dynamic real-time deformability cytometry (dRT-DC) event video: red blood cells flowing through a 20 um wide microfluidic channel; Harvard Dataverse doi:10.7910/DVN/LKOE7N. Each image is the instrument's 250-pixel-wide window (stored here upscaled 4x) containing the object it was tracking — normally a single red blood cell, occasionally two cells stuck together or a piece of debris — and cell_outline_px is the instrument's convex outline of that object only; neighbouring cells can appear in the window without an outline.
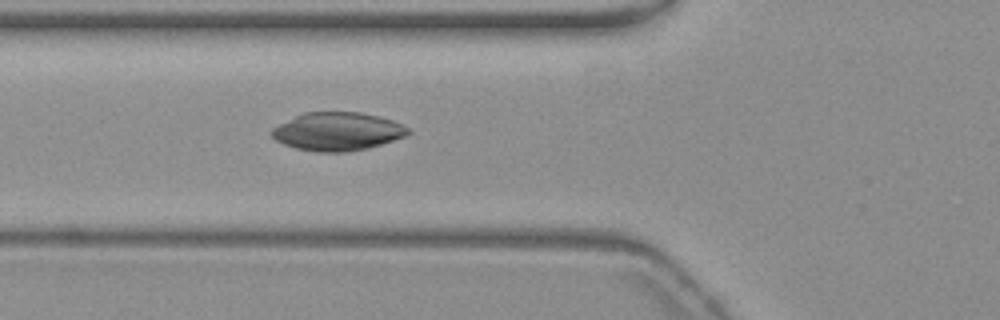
{"species": "common noctule bat (a hibernating species)", "species_latin": "Nyctalus noctula", "temperature_condition": "warm", "stored_images_in_passage": 39, "camera_frame_rate_fps": 3000, "um_per_image_px": 0.085, "animal": {"sex": "female", "body_mass_g": 19.3, "forearm_length_mm": 54.1}, "frame": {"image": 1, "passage_image": 10, "time_ms": 3.0, "image_size_px": [1000, 320], "cell_outline_px": [[412, 132], [408, 136], [368, 148], [348, 152], [316, 152], [296, 148], [284, 144], [276, 140], [268, 132], [272, 128], [304, 112], [360, 112], [392, 120], [408, 128]], "centroid_in_image_um": [28.69, 11.18], "position_along_channel_um": 97.1, "area_um2": 30.4}}
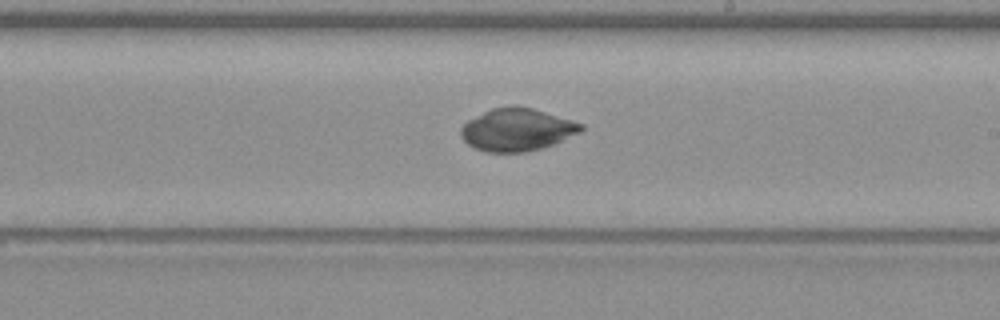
{"frame": {"image": 2, "passage_image": 22, "time_ms": 7.0, "image_size_px": [1000, 320], "cell_outline_px": [[584, 128], [580, 132], [544, 148], [524, 152], [484, 152], [468, 144], [460, 136], [460, 128], [468, 120], [492, 108], [512, 104], [516, 104], [532, 108], [572, 120], [584, 124]], "centroid_in_image_um": [43.94, 11.01], "position_along_channel_um": 245.1, "area_um2": 29.94}}
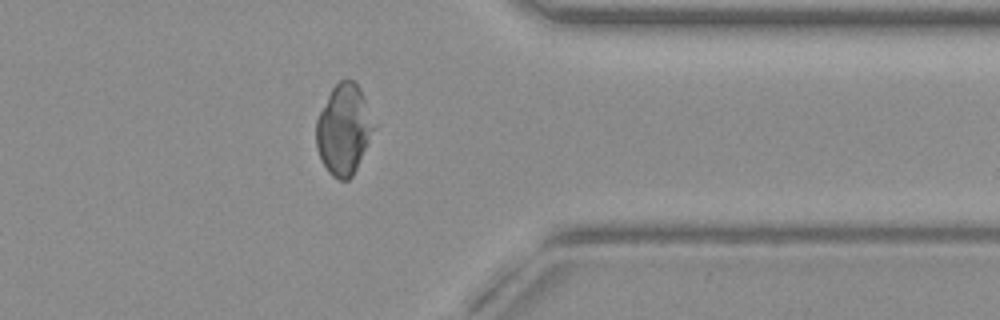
{"frame": {"image": 3, "passage_image": 34, "time_ms": 11.0, "image_size_px": [1000, 320], "cell_outline_px": [[376, 128], [352, 176], [348, 180], [340, 180], [332, 176], [328, 172], [316, 148], [316, 120], [332, 88], [340, 80], [352, 80], [360, 88], [364, 96]], "centroid_in_image_um": [29.22, 11.01], "position_along_channel_um": 382.2, "area_um2": 30.06}}